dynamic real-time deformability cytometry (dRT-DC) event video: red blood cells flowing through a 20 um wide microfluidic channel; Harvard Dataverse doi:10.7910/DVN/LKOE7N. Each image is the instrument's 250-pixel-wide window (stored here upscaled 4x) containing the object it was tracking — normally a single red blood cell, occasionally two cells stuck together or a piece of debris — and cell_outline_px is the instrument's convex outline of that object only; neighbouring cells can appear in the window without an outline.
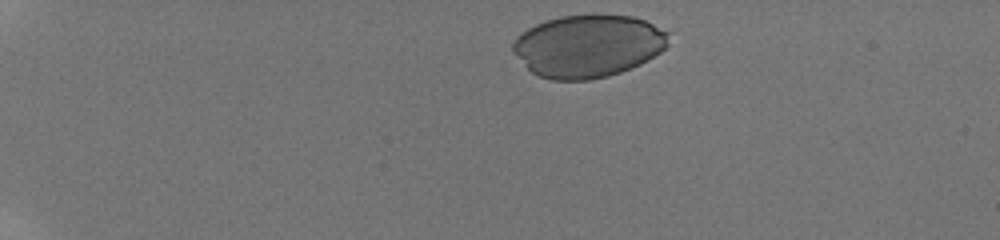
{"species": "human", "species_latin": "Homo sapiens", "temperature_condition": "room temperature", "stored_images_in_passage": 9, "camera_frame_rate_fps": 3000, "um_per_image_px": 0.085, "donor": {"sex": "male"}, "frame": {"image": 1, "passage_image": 1, "time_ms": 0.0, "image_size_px": [1000, 240], "cell_outline_px": [[672, 32], [668, 44], [660, 52], [640, 64], [620, 72], [608, 76], [588, 80], [552, 80], [540, 76], [532, 72], [512, 52], [512, 44], [516, 36], [528, 28], [536, 24], [560, 16], [596, 12], [632, 16], [644, 20]], "centroid_in_image_um": [50.02, 3.87], "position_along_channel_um": 35.0, "area_um2": 57.57}}